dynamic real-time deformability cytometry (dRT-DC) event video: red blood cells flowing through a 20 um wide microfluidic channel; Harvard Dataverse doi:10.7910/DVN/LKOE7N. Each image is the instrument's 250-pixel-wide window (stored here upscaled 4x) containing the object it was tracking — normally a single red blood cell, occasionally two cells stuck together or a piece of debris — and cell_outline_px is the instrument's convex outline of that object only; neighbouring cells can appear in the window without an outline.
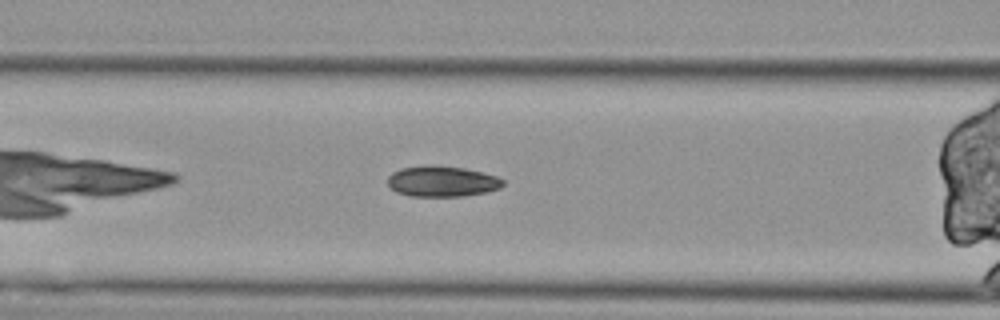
{"species": "Egyptian fruit bat (a non-hibernating species)", "species_latin": "Rousettus aegyptiacus", "temperature_condition": "cold", "stored_images_in_passage": 28, "camera_frame_rate_fps": 3000, "um_per_image_px": 0.085, "animal": {"sex": "female"}, "frame": {"image": 1, "passage_image": 7, "time_ms": 2.0, "image_size_px": [1000, 320], "cell_outline_px": [[504, 184], [500, 188], [488, 192], [464, 196], [408, 196], [396, 192], [388, 184], [388, 176], [392, 172], [400, 168], [432, 164], [464, 168], [496, 176], [504, 180]], "centroid_in_image_um": [37.56, 15.41], "position_along_channel_um": 129.0, "area_um2": 20.81}}
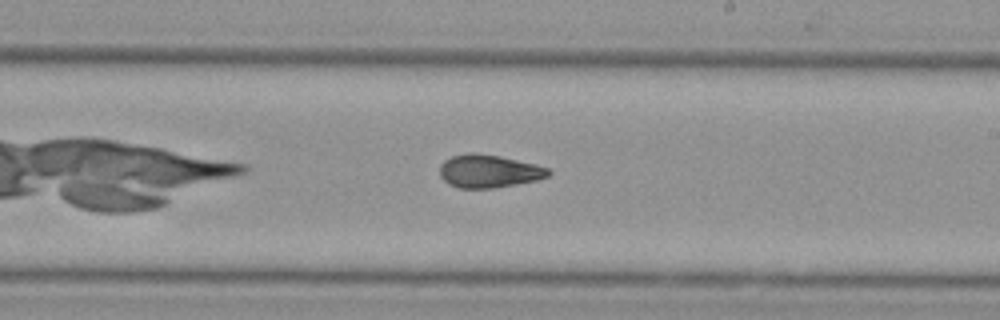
{"frame": {"image": 2, "passage_image": 17, "time_ms": 5.333, "image_size_px": [1000, 320], "cell_outline_px": [[552, 172], [548, 176], [536, 180], [516, 184], [492, 188], [460, 188], [448, 184], [440, 176], [440, 164], [444, 160], [452, 156], [468, 152], [476, 152], [500, 156], [548, 168]], "centroid_in_image_um": [41.5, 14.54], "position_along_channel_um": 247.5, "area_um2": 20.81}}
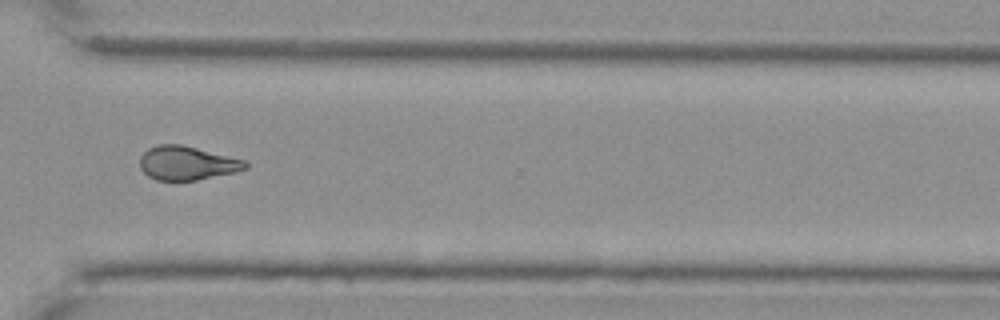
{"frame": {"image": 3, "passage_image": 26, "time_ms": 8.333, "image_size_px": [1000, 320], "cell_outline_px": [[248, 168], [232, 172], [196, 180], [156, 180], [148, 176], [140, 168], [140, 156], [148, 148], [160, 144], [180, 144], [244, 160], [248, 164]], "centroid_in_image_um": [15.85, 13.86], "position_along_channel_um": 354.8, "area_um2": 20.46}, "authors_computed_cell_mechanics": {"area_um2": 20.7502, "velocity_mm_per_s": 3.566, "shape_relaxation_time_tau1_ms": null, "shape_relaxation_time_tau2_ms": 4.1485, "deformation_change_tau1": null, "deformation_change_tau2": 0.0736}}